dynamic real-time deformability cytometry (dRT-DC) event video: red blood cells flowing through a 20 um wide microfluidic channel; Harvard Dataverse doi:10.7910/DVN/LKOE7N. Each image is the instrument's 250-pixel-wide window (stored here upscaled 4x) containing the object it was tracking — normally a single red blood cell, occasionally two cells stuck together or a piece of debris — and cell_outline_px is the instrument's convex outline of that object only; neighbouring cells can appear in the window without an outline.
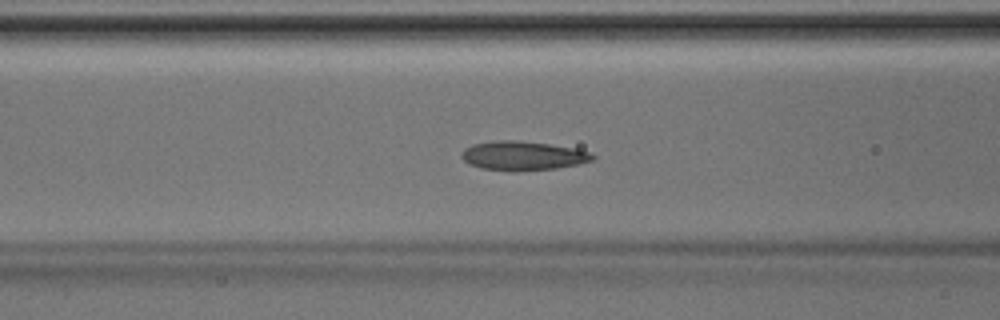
{"species": "Egyptian fruit bat (a non-hibernating species)", "species_latin": "Rousettus aegyptiacus", "temperature_condition": "room temperature", "stored_images_in_passage": 36, "camera_frame_rate_fps": 3000, "um_per_image_px": 0.085, "animal": {"sex": "male"}, "frame": {"image": 1, "passage_image": 7, "time_ms": 2.0, "image_size_px": [1000, 320], "cell_outline_px": [[596, 156], [592, 160], [580, 164], [556, 168], [512, 172], [480, 168], [468, 164], [460, 156], [460, 152], [464, 148], [472, 144], [492, 140], [516, 140], [548, 144], [572, 148], [592, 152]], "centroid_in_image_um": [44.39, 13.24], "position_along_channel_um": 122.2, "area_um2": 22.54}}
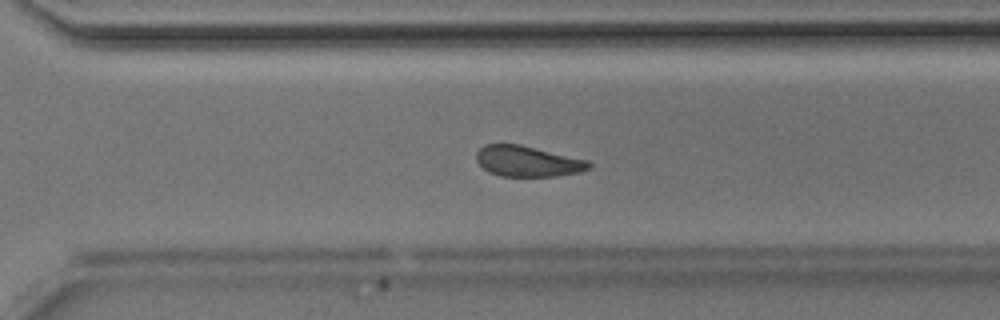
{"frame": {"image": 2, "passage_image": 21, "time_ms": 6.667, "image_size_px": [1000, 320], "cell_outline_px": [[592, 168], [580, 172], [556, 176], [500, 176], [488, 172], [476, 160], [476, 152], [484, 144], [520, 144], [588, 160], [592, 164]], "centroid_in_image_um": [44.86, 13.71], "position_along_channel_um": 325.7, "area_um2": 20.23}}
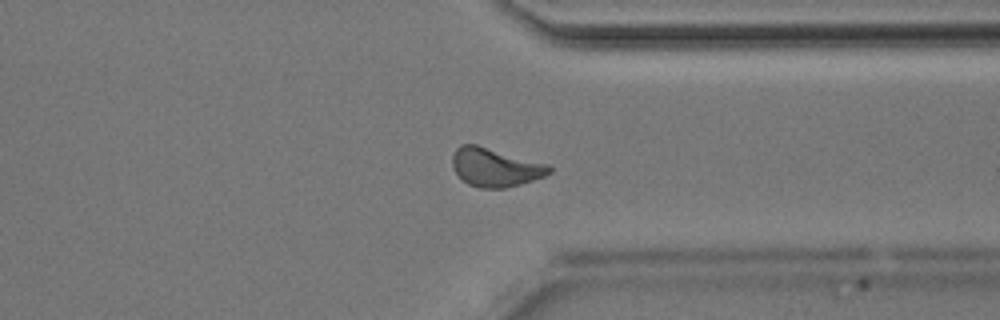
{"frame": {"image": 3, "passage_image": 24, "time_ms": 7.667, "image_size_px": [1000, 320], "cell_outline_px": [[552, 172], [544, 176], [520, 184], [504, 188], [480, 188], [468, 184], [456, 172], [452, 164], [452, 156], [456, 148], [460, 144], [476, 144], [548, 164], [552, 168]], "centroid_in_image_um": [42.09, 14.21], "position_along_channel_um": 369.3, "area_um2": 21.62}}